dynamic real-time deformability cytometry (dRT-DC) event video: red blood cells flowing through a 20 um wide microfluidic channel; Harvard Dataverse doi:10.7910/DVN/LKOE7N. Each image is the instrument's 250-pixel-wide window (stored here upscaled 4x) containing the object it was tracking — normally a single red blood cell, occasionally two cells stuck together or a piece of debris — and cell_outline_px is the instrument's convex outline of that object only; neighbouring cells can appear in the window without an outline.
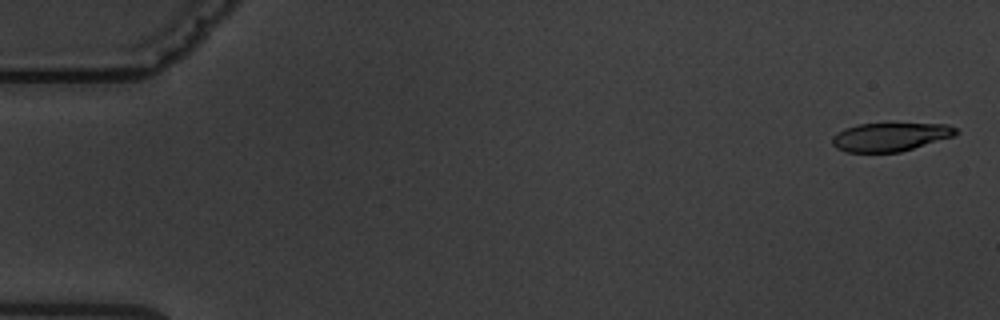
{"species": "common noctule bat (a hibernating species)", "species_latin": "Nyctalus noctula", "temperature_condition": "warm", "stored_images_in_passage": 5, "camera_frame_rate_fps": 3000, "um_per_image_px": 0.085, "animal": {"sex": "male", "body_mass_g": 19.5, "forearm_length_mm": 54.6}, "frame": {"image": 1, "passage_image": 1, "time_ms": 0.0, "image_size_px": [1000, 320], "cell_outline_px": [[960, 132], [952, 136], [900, 152], [848, 152], [836, 148], [832, 144], [832, 136], [836, 132], [844, 128], [860, 124], [888, 120], [948, 124], [956, 128]], "centroid_in_image_um": [75.67, 11.56], "position_along_channel_um": 9.3, "area_um2": 21.62}}
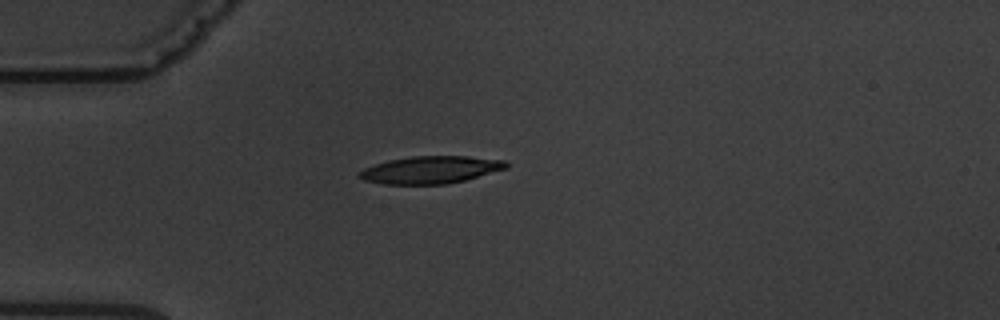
{"frame": {"image": 2, "passage_image": 5, "time_ms": 4.667, "image_size_px": [1000, 320], "cell_outline_px": [[508, 168], [464, 180], [448, 184], [380, 184], [364, 180], [356, 176], [356, 172], [364, 168], [388, 160], [412, 156], [468, 156], [504, 160], [508, 164]], "centroid_in_image_um": [36.56, 14.43], "position_along_channel_um": 48.4, "area_um2": 23.52}}